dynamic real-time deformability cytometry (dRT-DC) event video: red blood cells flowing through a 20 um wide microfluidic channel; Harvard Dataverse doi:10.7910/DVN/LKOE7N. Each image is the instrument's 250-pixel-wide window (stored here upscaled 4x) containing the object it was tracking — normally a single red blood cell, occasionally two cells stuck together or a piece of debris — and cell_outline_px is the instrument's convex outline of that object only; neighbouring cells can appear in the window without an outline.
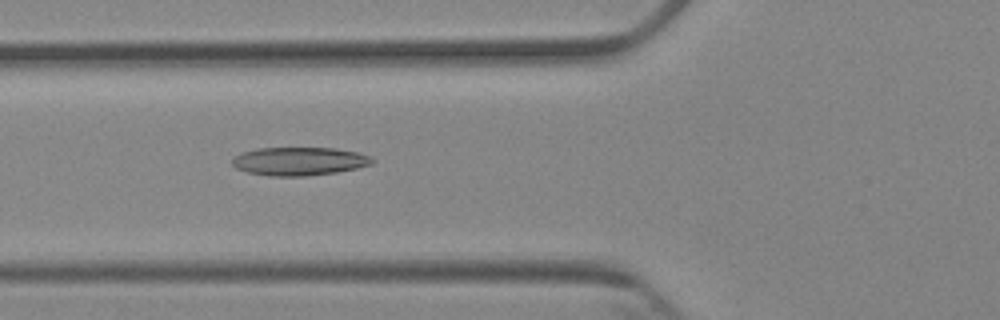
{"species": "Egyptian fruit bat (a non-hibernating species)", "species_latin": "Rousettus aegyptiacus", "temperature_condition": "cold", "stored_images_in_passage": 6, "camera_frame_rate_fps": 3000, "um_per_image_px": 0.085, "animal": {"sex": "female"}, "frame": {"image": 1, "passage_image": 6, "time_ms": 5.667, "image_size_px": [1000, 320], "cell_outline_px": [[376, 160], [372, 164], [356, 168], [336, 172], [304, 176], [272, 176], [248, 172], [236, 168], [232, 164], [232, 160], [236, 156], [244, 152], [256, 148], [336, 148], [360, 152], [372, 156]], "centroid_in_image_um": [25.5, 13.7], "position_along_channel_um": 100.3, "area_um2": 23.12}}